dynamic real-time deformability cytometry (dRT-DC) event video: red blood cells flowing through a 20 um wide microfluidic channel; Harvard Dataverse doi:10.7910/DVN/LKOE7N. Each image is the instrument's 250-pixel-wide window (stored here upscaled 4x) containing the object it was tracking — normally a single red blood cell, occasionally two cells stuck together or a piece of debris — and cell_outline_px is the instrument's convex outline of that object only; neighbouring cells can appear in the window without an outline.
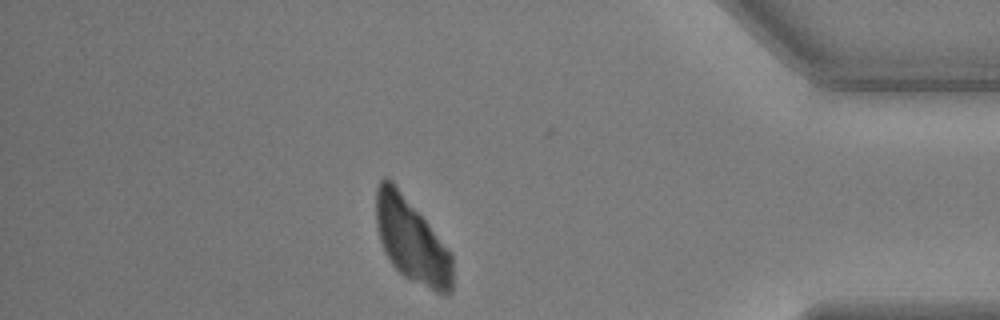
{"species": "common noctule bat (a hibernating species)", "species_latin": "Nyctalus noctula", "temperature_condition": "warm", "stored_images_in_passage": 45, "segment_of_instrument_passage": [1, 2], "camera_frame_rate_fps": 3000, "um_per_image_px": 0.085, "animal": {"sex": "male", "body_mass_g": 17.9, "forearm_length_mm": 54.2}, "frame": {"image": 1, "passage_image": 37, "time_ms": 12.0, "image_size_px": [1000, 320], "cell_outline_px": [[452, 292], [448, 296], [444, 296], [404, 276], [392, 264], [384, 252], [380, 240], [376, 224], [376, 188], [380, 180], [384, 176], [392, 180], [452, 252]], "centroid_in_image_um": [35.0, 20.44], "position_along_channel_um": 400.2, "area_um2": 37.45}}